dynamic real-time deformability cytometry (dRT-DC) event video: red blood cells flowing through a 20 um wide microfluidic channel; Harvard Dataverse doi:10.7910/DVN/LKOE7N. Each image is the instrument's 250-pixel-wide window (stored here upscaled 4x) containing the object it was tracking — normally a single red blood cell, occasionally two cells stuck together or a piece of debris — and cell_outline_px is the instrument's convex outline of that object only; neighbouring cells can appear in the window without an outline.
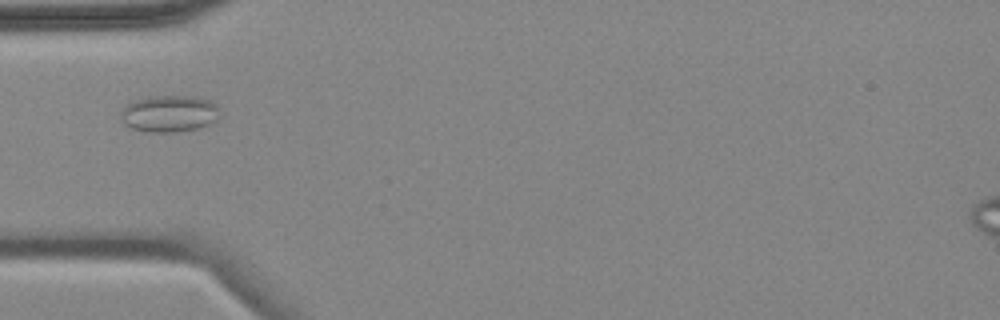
{"species": "common noctule bat (a hibernating species)", "species_latin": "Nyctalus noctula", "temperature_condition": "cold", "stored_images_in_passage": 6, "camera_frame_rate_fps": 3000, "um_per_image_px": 0.085, "animal": {"sex": "female", "body_mass_g": 18.4}, "frame": {"image": 1, "passage_image": 1, "time_ms": 0.0, "image_size_px": [1000, 320], "cell_outline_px": [[220, 116], [216, 120], [208, 124], [196, 128], [176, 132], [152, 132], [132, 128], [124, 124], [120, 116], [120, 112], [128, 104], [136, 100], [156, 96], [192, 96], [208, 100], [216, 104]], "centroid_in_image_um": [14.39, 9.66], "position_along_channel_um": 70.6, "area_um2": 20.92}}
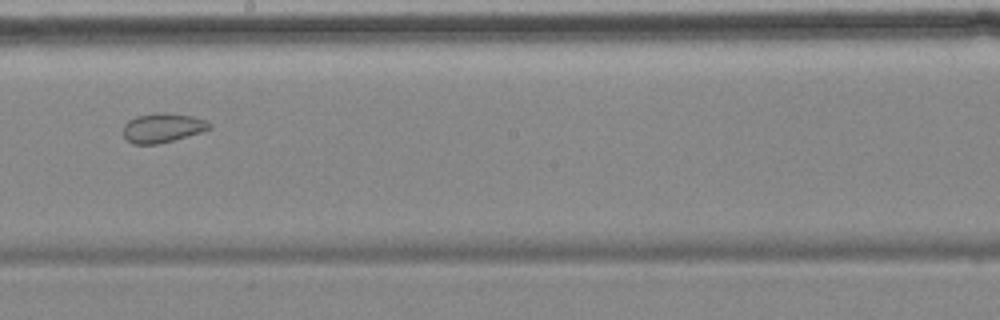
{"frame": {"image": 2, "passage_image": 5, "time_ms": 4.667, "image_size_px": [1000, 320], "cell_outline_px": [[212, 128], [200, 132], [172, 140], [156, 144], [132, 144], [124, 136], [124, 124], [128, 120], [136, 116], [156, 112], [168, 112], [192, 116], [208, 120], [212, 124]], "centroid_in_image_um": [13.83, 10.84], "position_along_channel_um": 234.4, "area_um2": 14.8}}
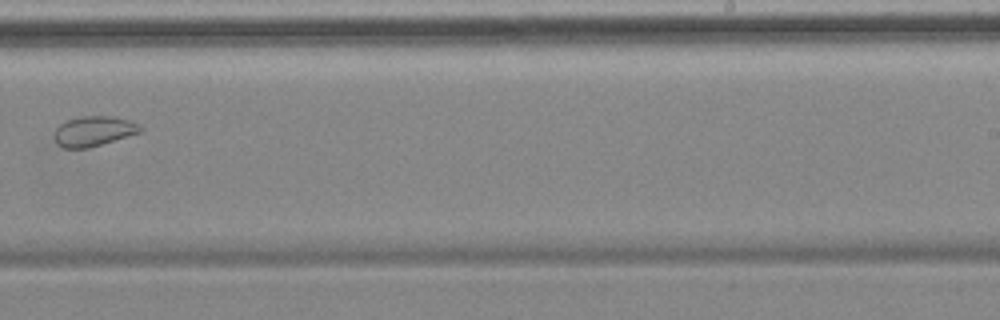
{"frame": {"image": 3, "passage_image": 6, "time_ms": 6.0, "image_size_px": [1000, 320], "cell_outline_px": [[144, 128], [140, 132], [88, 148], [64, 148], [56, 144], [52, 136], [56, 128], [60, 124], [68, 120], [80, 116], [112, 116], [128, 120], [140, 124]], "centroid_in_image_um": [7.93, 11.15], "position_along_channel_um": 281.1, "area_um2": 15.09}}